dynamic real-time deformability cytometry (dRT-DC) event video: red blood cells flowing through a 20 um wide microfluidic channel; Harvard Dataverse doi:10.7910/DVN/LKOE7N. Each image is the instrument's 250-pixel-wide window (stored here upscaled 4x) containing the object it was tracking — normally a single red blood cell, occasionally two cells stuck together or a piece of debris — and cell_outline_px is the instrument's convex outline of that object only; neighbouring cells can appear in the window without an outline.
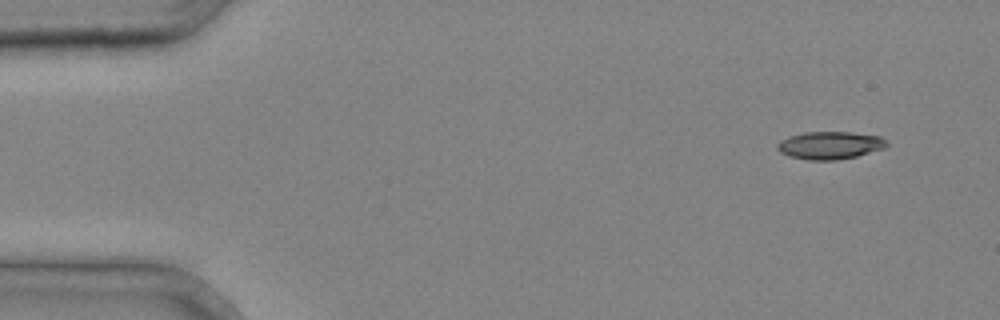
{"species": "common noctule bat (a hibernating species)", "species_latin": "Nyctalus noctula", "temperature_condition": "cold", "stored_images_in_passage": 4, "camera_frame_rate_fps": 3000, "um_per_image_px": 0.085, "animal": {"sex": "male", "body_mass_g": 20.4}, "frame": {"image": 1, "passage_image": 1, "time_ms": 0.0, "image_size_px": [1000, 320], "cell_outline_px": [[888, 144], [884, 148], [856, 156], [836, 160], [808, 160], [788, 156], [780, 152], [776, 148], [776, 144], [780, 140], [788, 136], [804, 132], [852, 132], [880, 136]], "centroid_in_image_um": [70.49, 12.35], "position_along_channel_um": 14.5, "area_um2": 17.69}}
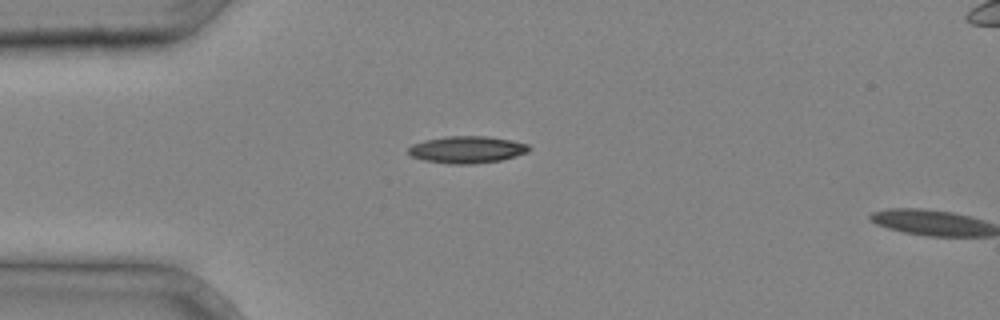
{"frame": {"image": 2, "passage_image": 3, "time_ms": 0.667, "image_size_px": [1000, 320], "cell_outline_px": [[532, 148], [528, 152], [500, 160], [476, 164], [448, 164], [424, 160], [412, 156], [408, 152], [408, 148], [412, 144], [424, 140], [444, 136], [488, 136], [528, 144]], "centroid_in_image_um": [39.67, 12.71], "position_along_channel_um": 45.3, "area_um2": 19.02}}